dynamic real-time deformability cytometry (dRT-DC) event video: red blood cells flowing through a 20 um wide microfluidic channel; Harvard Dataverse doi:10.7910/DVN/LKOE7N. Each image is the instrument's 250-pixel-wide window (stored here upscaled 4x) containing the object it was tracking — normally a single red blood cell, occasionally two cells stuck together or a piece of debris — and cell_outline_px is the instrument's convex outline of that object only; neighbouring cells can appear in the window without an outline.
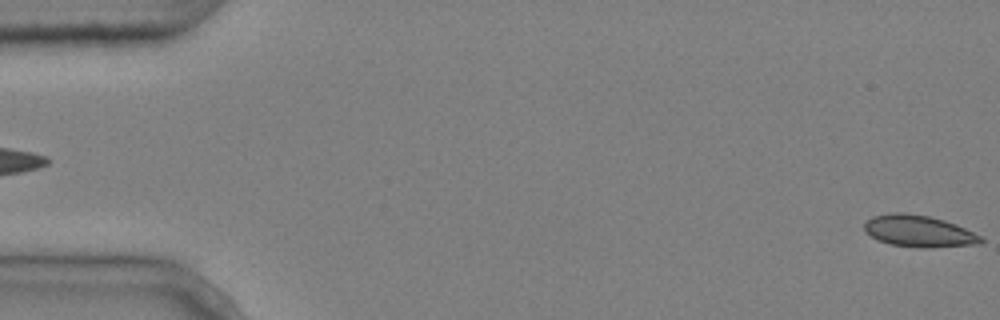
{"species": "common noctule bat (a hibernating species)", "species_latin": "Nyctalus noctula", "temperature_condition": "cold", "stored_images_in_passage": 5, "segment_of_instrument_passage": [2, 2], "camera_frame_rate_fps": 3000, "um_per_image_px": 0.085, "animal": {"sex": "male", "body_mass_g": 20.4}, "frame": {"image": 1, "passage_image": 5, "time_ms": 1.333, "image_size_px": [1000, 320], "cell_outline_px": [[984, 240], [980, 244], [932, 248], [920, 248], [888, 244], [864, 232], [864, 224], [872, 216], [896, 212], [904, 212], [928, 216], [944, 220], [956, 224], [980, 236]], "centroid_in_image_um": [78.1, 19.66], "position_along_channel_um": 6.9, "area_um2": 21.56}}